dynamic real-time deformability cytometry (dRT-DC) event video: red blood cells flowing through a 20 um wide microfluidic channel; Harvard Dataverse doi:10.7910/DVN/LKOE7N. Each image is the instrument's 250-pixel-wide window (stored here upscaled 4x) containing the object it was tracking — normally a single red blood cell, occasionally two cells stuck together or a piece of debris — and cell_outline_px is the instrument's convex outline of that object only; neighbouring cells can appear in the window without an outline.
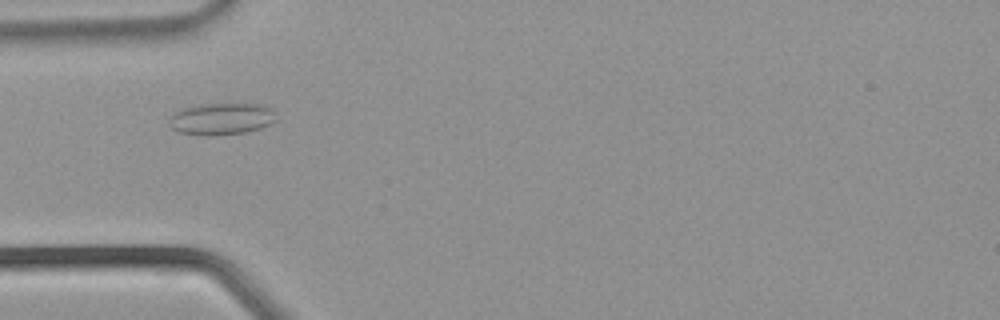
{"species": "common noctule bat (a hibernating species)", "species_latin": "Nyctalus noctula", "temperature_condition": "warm", "stored_images_in_passage": 27, "camera_frame_rate_fps": 3000, "um_per_image_px": 0.085, "animal": {"sex": "male", "body_mass_g": 21.5, "forearm_length_mm": 52.0}, "frame": {"image": 1, "passage_image": 2, "time_ms": 0.333, "image_size_px": [1000, 320], "cell_outline_px": [[276, 120], [260, 128], [244, 132], [180, 132], [172, 128], [168, 124], [168, 120], [180, 108], [192, 104], [260, 104], [268, 108], [272, 112]], "centroid_in_image_um": [18.78, 10.03], "position_along_channel_um": 66.2, "area_um2": 18.73}}
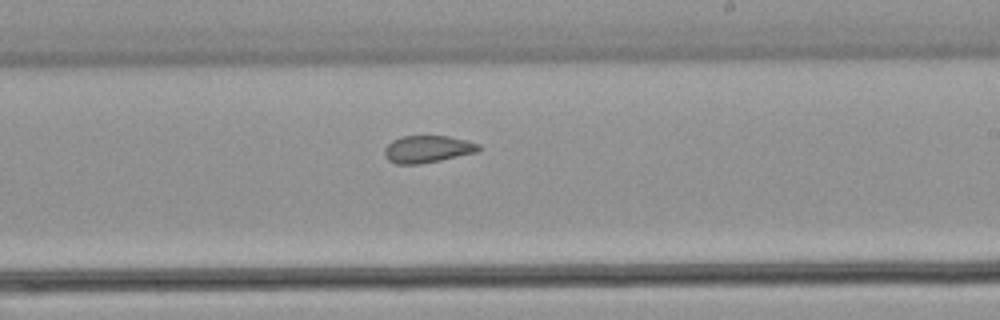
{"frame": {"image": 2, "passage_image": 12, "time_ms": 3.667, "image_size_px": [1000, 320], "cell_outline_px": [[480, 148], [476, 152], [440, 160], [420, 164], [396, 164], [388, 160], [384, 156], [384, 148], [392, 140], [404, 136], [448, 136], [480, 144]], "centroid_in_image_um": [36.29, 12.68], "position_along_channel_um": 252.7, "area_um2": 14.8}}
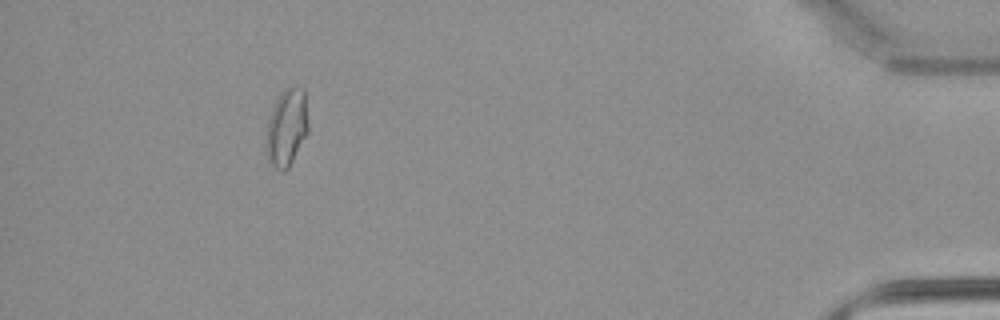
{"frame": {"image": 3, "passage_image": 24, "time_ms": 7.667, "image_size_px": [1000, 320], "cell_outline_px": [[308, 132], [288, 168], [284, 172], [280, 172], [268, 160], [264, 148], [264, 140], [268, 120], [272, 108], [280, 92], [284, 88], [292, 84], [304, 88], [308, 120]], "centroid_in_image_um": [24.34, 10.81], "position_along_channel_um": 410.9, "area_um2": 19.54}}